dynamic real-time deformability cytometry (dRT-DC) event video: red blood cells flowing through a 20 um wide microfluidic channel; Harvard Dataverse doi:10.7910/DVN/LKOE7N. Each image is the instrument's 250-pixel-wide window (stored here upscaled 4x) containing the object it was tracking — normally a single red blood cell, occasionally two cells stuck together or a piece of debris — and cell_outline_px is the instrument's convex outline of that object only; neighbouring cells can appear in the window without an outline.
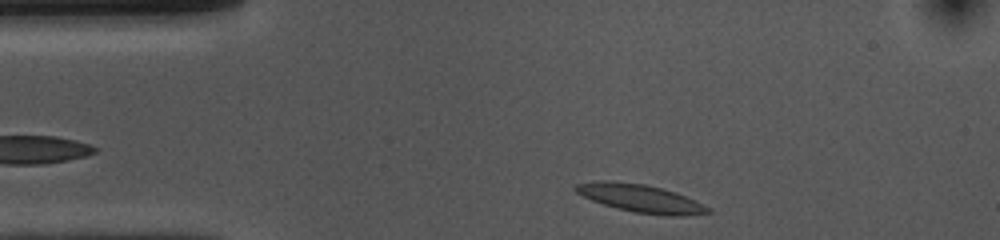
{"species": "common noctule bat (a hibernating species)", "species_latin": "Nyctalus noctula", "temperature_condition": "cold", "stored_images_in_passage": 34, "camera_frame_rate_fps": 3000, "um_per_image_px": 0.085, "animal": {"sex": "female", "body_mass_g": 10.0, "forearm_length_mm": 53.1}, "frame": {"image": 1, "passage_image": 1, "time_ms": 0.0, "image_size_px": [1000, 240], "cell_outline_px": [[712, 212], [684, 216], [672, 216], [636, 212], [616, 208], [592, 200], [576, 192], [572, 188], [576, 184], [596, 180], [612, 180], [644, 184], [660, 188], [684, 196], [708, 208]], "centroid_in_image_um": [54.35, 16.84], "position_along_channel_um": 30.6, "area_um2": 21.1}}
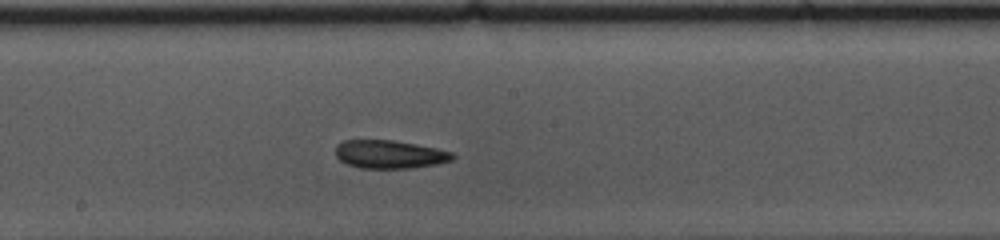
{"frame": {"image": 2, "passage_image": 19, "time_ms": 6.0, "image_size_px": [1000, 240], "cell_outline_px": [[456, 156], [452, 160], [436, 164], [412, 168], [360, 168], [348, 164], [340, 160], [336, 156], [336, 144], [344, 140], [392, 140], [416, 144], [436, 148], [452, 152]], "centroid_in_image_um": [33.12, 13.11], "position_along_channel_um": 215.1, "area_um2": 19.25}}
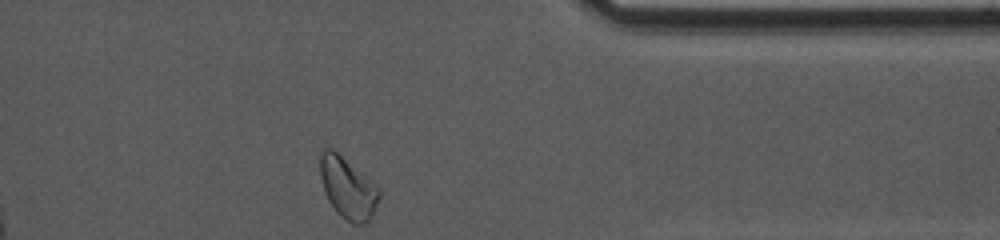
{"frame": {"image": 3, "passage_image": 34, "time_ms": 11.0, "image_size_px": [1000, 240], "cell_outline_px": [[380, 196], [372, 216], [364, 224], [352, 224], [340, 216], [336, 212], [328, 200], [324, 192], [320, 176], [320, 152], [324, 144], [332, 148], [380, 188]], "centroid_in_image_um": [29.53, 15.96], "position_along_channel_um": 381.9, "area_um2": 21.21}}